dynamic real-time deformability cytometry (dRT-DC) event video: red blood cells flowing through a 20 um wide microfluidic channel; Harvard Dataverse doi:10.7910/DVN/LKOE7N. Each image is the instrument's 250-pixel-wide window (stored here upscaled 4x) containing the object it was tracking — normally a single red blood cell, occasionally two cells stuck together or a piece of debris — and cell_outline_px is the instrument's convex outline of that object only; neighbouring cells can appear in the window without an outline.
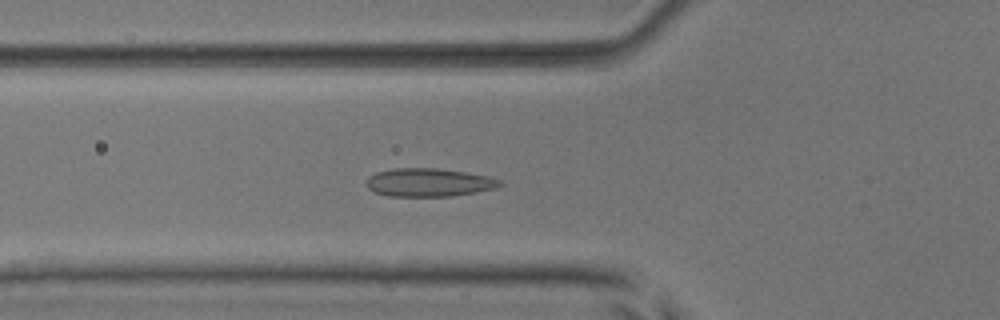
{"species": "common noctule bat (a hibernating species)", "species_latin": "Nyctalus noctula", "temperature_condition": "room temperature", "stored_images_in_passage": 49, "camera_frame_rate_fps": 3000, "um_per_image_px": 0.085, "animal": {"sex": "male", "body_mass_g": 17.9, "forearm_length_mm": 54.2}, "frame": {"image": 1, "passage_image": 15, "time_ms": 4.667, "image_size_px": [1000, 320], "cell_outline_px": [[504, 184], [496, 188], [476, 192], [448, 196], [388, 196], [376, 192], [368, 188], [368, 176], [376, 172], [392, 168], [436, 168], [464, 172], [488, 176], [500, 180]], "centroid_in_image_um": [36.46, 15.5], "position_along_channel_um": 89.3, "area_um2": 21.85}}
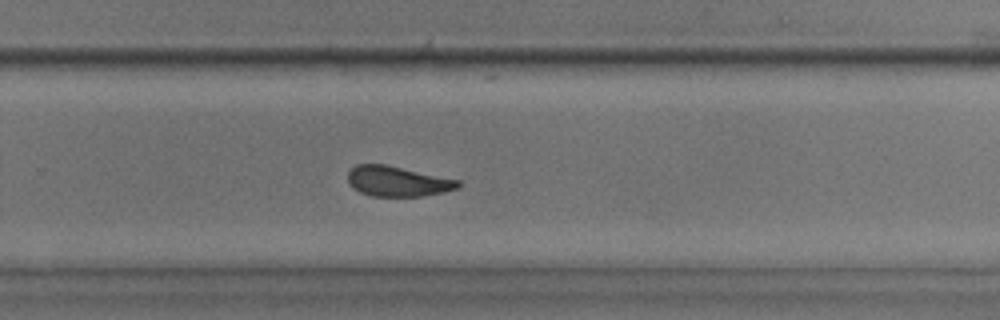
{"frame": {"image": 2, "passage_image": 31, "time_ms": 10.0, "image_size_px": [1000, 320], "cell_outline_px": [[460, 184], [456, 188], [444, 192], [420, 196], [372, 196], [360, 192], [352, 188], [348, 184], [348, 172], [356, 164], [388, 164], [460, 180]], "centroid_in_image_um": [33.76, 15.4], "position_along_channel_um": 296.0, "area_um2": 19.54}}
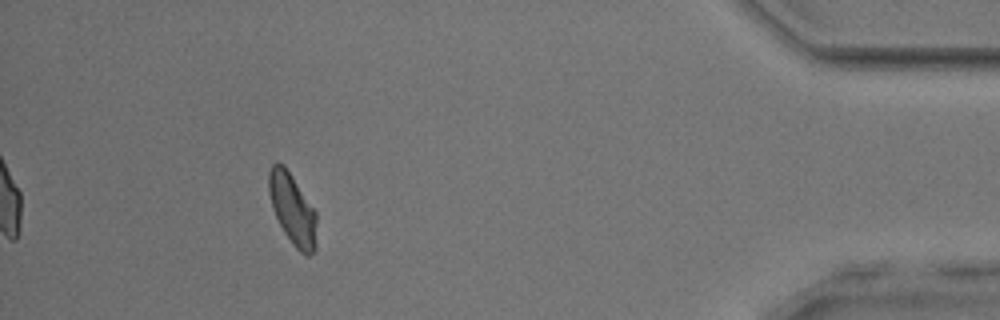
{"frame": {"image": 3, "passage_image": 44, "time_ms": 14.333, "image_size_px": [1000, 320], "cell_outline_px": [[316, 248], [308, 256], [304, 256], [292, 244], [284, 232], [272, 208], [268, 192], [268, 172], [272, 164], [276, 160], [284, 164], [316, 212]], "centroid_in_image_um": [24.84, 17.76], "position_along_channel_um": 410.4, "area_um2": 19.88}, "authors_computed_cell_mechanics": {"area_um2": 20.0566, "velocity_mm_per_s": 3.8851, "shape_relaxation_time_tau1_ms": 6.9454, "shape_relaxation_time_tau2_ms": 1.6559, "deformation_change_tau1": 0.1271, "deformation_change_tau2": 0.0603}}